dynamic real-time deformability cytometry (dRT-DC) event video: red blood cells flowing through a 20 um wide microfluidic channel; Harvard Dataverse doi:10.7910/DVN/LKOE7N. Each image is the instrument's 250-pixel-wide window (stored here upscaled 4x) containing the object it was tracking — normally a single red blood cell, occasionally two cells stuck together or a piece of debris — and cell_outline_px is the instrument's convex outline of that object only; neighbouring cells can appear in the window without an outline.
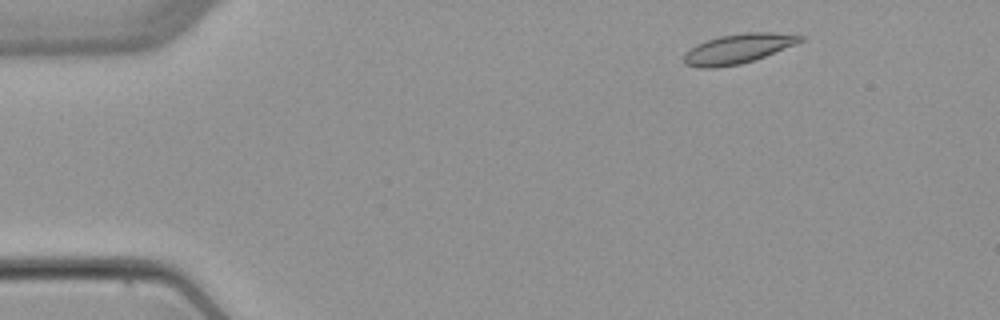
{"species": "common noctule bat (a hibernating species)", "species_latin": "Nyctalus noctula", "temperature_condition": "warm", "stored_images_in_passage": 3, "camera_frame_rate_fps": 3000, "um_per_image_px": 0.085, "animal": {"sex": "female", "body_mass_g": 22.7, "forearm_length_mm": 54.2}, "frame": {"image": 1, "passage_image": 1, "time_ms": 0.0, "image_size_px": [1000, 320], "cell_outline_px": [[804, 40], [796, 44], [764, 56], [740, 64], [716, 68], [696, 68], [684, 64], [684, 52], [696, 44], [720, 36], [744, 32], [772, 32], [804, 36]], "centroid_in_image_um": [62.69, 4.14], "position_along_channel_um": 22.3, "area_um2": 20.06}}